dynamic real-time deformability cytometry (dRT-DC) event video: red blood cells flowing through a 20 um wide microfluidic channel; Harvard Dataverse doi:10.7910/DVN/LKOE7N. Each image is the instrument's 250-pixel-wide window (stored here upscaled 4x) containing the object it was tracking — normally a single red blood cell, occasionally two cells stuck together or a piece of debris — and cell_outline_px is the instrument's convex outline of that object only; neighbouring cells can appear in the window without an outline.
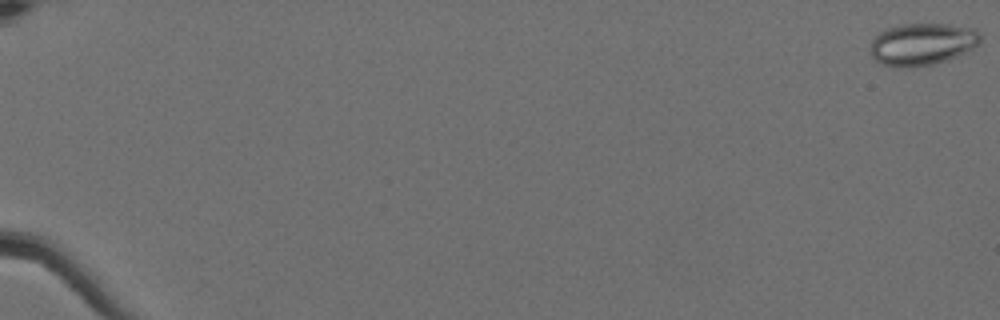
{"species": "Egyptian fruit bat (a non-hibernating species)", "species_latin": "Rousettus aegyptiacus", "temperature_condition": "cold", "stored_images_in_passage": 18, "camera_frame_rate_fps": 3000, "um_per_image_px": 0.085, "animal": {"sex": "female"}, "frame": {"image": 1, "passage_image": 1, "time_ms": 0.0, "image_size_px": [1000, 320], "cell_outline_px": [[980, 40], [972, 48], [956, 56], [932, 64], [900, 68], [880, 64], [872, 56], [868, 48], [872, 40], [880, 32], [888, 28], [904, 24], [948, 24], [976, 28], [980, 32]], "centroid_in_image_um": [78.35, 3.74], "position_along_channel_um": 6.6, "area_um2": 26.88}}